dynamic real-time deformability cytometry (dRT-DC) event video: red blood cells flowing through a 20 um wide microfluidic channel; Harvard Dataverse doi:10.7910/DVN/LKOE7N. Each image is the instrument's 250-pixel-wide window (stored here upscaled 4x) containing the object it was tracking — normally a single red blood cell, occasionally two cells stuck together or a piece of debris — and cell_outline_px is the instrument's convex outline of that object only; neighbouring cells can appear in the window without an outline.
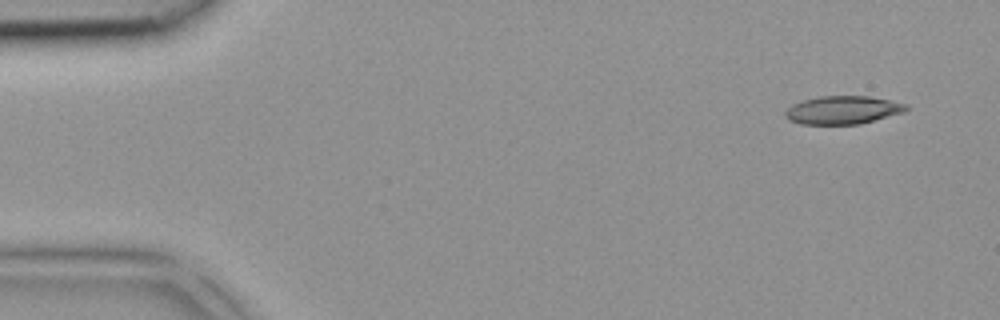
{"species": "common noctule bat (a hibernating species)", "species_latin": "Nyctalus noctula", "temperature_condition": "room temperature", "stored_images_in_passage": 3, "camera_frame_rate_fps": 3000, "um_per_image_px": 0.085, "animal": {"sex": "female", "body_mass_g": 18.4}, "frame": {"image": 1, "passage_image": 1, "time_ms": 0.0, "image_size_px": [1000, 320], "cell_outline_px": [[908, 108], [904, 112], [860, 124], [800, 124], [788, 120], [784, 116], [784, 112], [792, 104], [804, 100], [820, 96], [868, 96], [908, 104]], "centroid_in_image_um": [71.61, 9.35], "position_along_channel_um": 13.4, "area_um2": 19.83}}